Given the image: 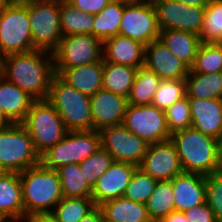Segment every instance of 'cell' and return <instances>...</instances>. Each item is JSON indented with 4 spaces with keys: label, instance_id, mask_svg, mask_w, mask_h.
I'll use <instances>...</instances> for the list:
<instances>
[{
    "label": "cell",
    "instance_id": "30bf717a",
    "mask_svg": "<svg viewBox=\"0 0 222 222\" xmlns=\"http://www.w3.org/2000/svg\"><path fill=\"white\" fill-rule=\"evenodd\" d=\"M28 16L34 49L52 53L63 38L60 4L28 3Z\"/></svg>",
    "mask_w": 222,
    "mask_h": 222
},
{
    "label": "cell",
    "instance_id": "484cf974",
    "mask_svg": "<svg viewBox=\"0 0 222 222\" xmlns=\"http://www.w3.org/2000/svg\"><path fill=\"white\" fill-rule=\"evenodd\" d=\"M103 222H152L146 204L119 197L99 206Z\"/></svg>",
    "mask_w": 222,
    "mask_h": 222
},
{
    "label": "cell",
    "instance_id": "5b68a950",
    "mask_svg": "<svg viewBox=\"0 0 222 222\" xmlns=\"http://www.w3.org/2000/svg\"><path fill=\"white\" fill-rule=\"evenodd\" d=\"M34 50L28 3L13 0L0 9V57Z\"/></svg>",
    "mask_w": 222,
    "mask_h": 222
},
{
    "label": "cell",
    "instance_id": "277c9868",
    "mask_svg": "<svg viewBox=\"0 0 222 222\" xmlns=\"http://www.w3.org/2000/svg\"><path fill=\"white\" fill-rule=\"evenodd\" d=\"M47 100L57 110L68 131L93 130L90 96L68 85L57 74L50 82Z\"/></svg>",
    "mask_w": 222,
    "mask_h": 222
},
{
    "label": "cell",
    "instance_id": "52a82bcc",
    "mask_svg": "<svg viewBox=\"0 0 222 222\" xmlns=\"http://www.w3.org/2000/svg\"><path fill=\"white\" fill-rule=\"evenodd\" d=\"M39 163L40 155L22 124L0 128V168L3 172L21 173Z\"/></svg>",
    "mask_w": 222,
    "mask_h": 222
},
{
    "label": "cell",
    "instance_id": "d6a6232c",
    "mask_svg": "<svg viewBox=\"0 0 222 222\" xmlns=\"http://www.w3.org/2000/svg\"><path fill=\"white\" fill-rule=\"evenodd\" d=\"M94 15L75 9L70 3L60 4V25L63 36L74 34L92 35Z\"/></svg>",
    "mask_w": 222,
    "mask_h": 222
},
{
    "label": "cell",
    "instance_id": "ba28073f",
    "mask_svg": "<svg viewBox=\"0 0 222 222\" xmlns=\"http://www.w3.org/2000/svg\"><path fill=\"white\" fill-rule=\"evenodd\" d=\"M99 147V131H68L60 142L40 155V163L55 170L67 164H80Z\"/></svg>",
    "mask_w": 222,
    "mask_h": 222
},
{
    "label": "cell",
    "instance_id": "3957f363",
    "mask_svg": "<svg viewBox=\"0 0 222 222\" xmlns=\"http://www.w3.org/2000/svg\"><path fill=\"white\" fill-rule=\"evenodd\" d=\"M19 175L25 219L36 214L52 213L63 198L57 171L39 163L25 169Z\"/></svg>",
    "mask_w": 222,
    "mask_h": 222
},
{
    "label": "cell",
    "instance_id": "cb8c5ba5",
    "mask_svg": "<svg viewBox=\"0 0 222 222\" xmlns=\"http://www.w3.org/2000/svg\"><path fill=\"white\" fill-rule=\"evenodd\" d=\"M35 99L0 75V108L13 124H21Z\"/></svg>",
    "mask_w": 222,
    "mask_h": 222
},
{
    "label": "cell",
    "instance_id": "60d3db41",
    "mask_svg": "<svg viewBox=\"0 0 222 222\" xmlns=\"http://www.w3.org/2000/svg\"><path fill=\"white\" fill-rule=\"evenodd\" d=\"M206 203L214 212L218 222H222V172L205 176Z\"/></svg>",
    "mask_w": 222,
    "mask_h": 222
},
{
    "label": "cell",
    "instance_id": "7a4b0ae2",
    "mask_svg": "<svg viewBox=\"0 0 222 222\" xmlns=\"http://www.w3.org/2000/svg\"><path fill=\"white\" fill-rule=\"evenodd\" d=\"M170 139L176 146L184 172L207 176L219 171L221 143L219 140L193 127L172 133Z\"/></svg>",
    "mask_w": 222,
    "mask_h": 222
},
{
    "label": "cell",
    "instance_id": "7dc6e473",
    "mask_svg": "<svg viewBox=\"0 0 222 222\" xmlns=\"http://www.w3.org/2000/svg\"><path fill=\"white\" fill-rule=\"evenodd\" d=\"M180 2L190 6H207L209 0H179Z\"/></svg>",
    "mask_w": 222,
    "mask_h": 222
},
{
    "label": "cell",
    "instance_id": "8fae6325",
    "mask_svg": "<svg viewBox=\"0 0 222 222\" xmlns=\"http://www.w3.org/2000/svg\"><path fill=\"white\" fill-rule=\"evenodd\" d=\"M123 125L147 144L171 138L164 110L149 105H127Z\"/></svg>",
    "mask_w": 222,
    "mask_h": 222
},
{
    "label": "cell",
    "instance_id": "44dd1931",
    "mask_svg": "<svg viewBox=\"0 0 222 222\" xmlns=\"http://www.w3.org/2000/svg\"><path fill=\"white\" fill-rule=\"evenodd\" d=\"M0 215L6 222H24L25 211L19 173L0 174Z\"/></svg>",
    "mask_w": 222,
    "mask_h": 222
},
{
    "label": "cell",
    "instance_id": "f6af8a7d",
    "mask_svg": "<svg viewBox=\"0 0 222 222\" xmlns=\"http://www.w3.org/2000/svg\"><path fill=\"white\" fill-rule=\"evenodd\" d=\"M24 222H60L52 213L36 214L25 219Z\"/></svg>",
    "mask_w": 222,
    "mask_h": 222
},
{
    "label": "cell",
    "instance_id": "c3c4849f",
    "mask_svg": "<svg viewBox=\"0 0 222 222\" xmlns=\"http://www.w3.org/2000/svg\"><path fill=\"white\" fill-rule=\"evenodd\" d=\"M12 124L13 123L6 117L5 113L0 108V128H5Z\"/></svg>",
    "mask_w": 222,
    "mask_h": 222
},
{
    "label": "cell",
    "instance_id": "d4e9b609",
    "mask_svg": "<svg viewBox=\"0 0 222 222\" xmlns=\"http://www.w3.org/2000/svg\"><path fill=\"white\" fill-rule=\"evenodd\" d=\"M158 40L189 69L193 65L202 44L199 35L181 30H160Z\"/></svg>",
    "mask_w": 222,
    "mask_h": 222
},
{
    "label": "cell",
    "instance_id": "7402d4cb",
    "mask_svg": "<svg viewBox=\"0 0 222 222\" xmlns=\"http://www.w3.org/2000/svg\"><path fill=\"white\" fill-rule=\"evenodd\" d=\"M145 45L121 35L103 41V60L134 68L144 66Z\"/></svg>",
    "mask_w": 222,
    "mask_h": 222
},
{
    "label": "cell",
    "instance_id": "9a60e30c",
    "mask_svg": "<svg viewBox=\"0 0 222 222\" xmlns=\"http://www.w3.org/2000/svg\"><path fill=\"white\" fill-rule=\"evenodd\" d=\"M138 168L156 180H172L183 172L176 146L171 139L150 144Z\"/></svg>",
    "mask_w": 222,
    "mask_h": 222
},
{
    "label": "cell",
    "instance_id": "7c38bea8",
    "mask_svg": "<svg viewBox=\"0 0 222 222\" xmlns=\"http://www.w3.org/2000/svg\"><path fill=\"white\" fill-rule=\"evenodd\" d=\"M99 133L101 147L112 155L113 161L139 166L149 144L123 124L103 128Z\"/></svg>",
    "mask_w": 222,
    "mask_h": 222
},
{
    "label": "cell",
    "instance_id": "6da1fadb",
    "mask_svg": "<svg viewBox=\"0 0 222 222\" xmlns=\"http://www.w3.org/2000/svg\"><path fill=\"white\" fill-rule=\"evenodd\" d=\"M0 75L35 100H45L55 75L53 55L44 50L6 55L1 58Z\"/></svg>",
    "mask_w": 222,
    "mask_h": 222
},
{
    "label": "cell",
    "instance_id": "ffe728a7",
    "mask_svg": "<svg viewBox=\"0 0 222 222\" xmlns=\"http://www.w3.org/2000/svg\"><path fill=\"white\" fill-rule=\"evenodd\" d=\"M191 127L222 141V99L189 98Z\"/></svg>",
    "mask_w": 222,
    "mask_h": 222
},
{
    "label": "cell",
    "instance_id": "b9f144b4",
    "mask_svg": "<svg viewBox=\"0 0 222 222\" xmlns=\"http://www.w3.org/2000/svg\"><path fill=\"white\" fill-rule=\"evenodd\" d=\"M189 222H218L214 212L205 202L183 212Z\"/></svg>",
    "mask_w": 222,
    "mask_h": 222
},
{
    "label": "cell",
    "instance_id": "74e56055",
    "mask_svg": "<svg viewBox=\"0 0 222 222\" xmlns=\"http://www.w3.org/2000/svg\"><path fill=\"white\" fill-rule=\"evenodd\" d=\"M157 181L137 168L125 189L123 197L146 204L155 189Z\"/></svg>",
    "mask_w": 222,
    "mask_h": 222
},
{
    "label": "cell",
    "instance_id": "816d5d0a",
    "mask_svg": "<svg viewBox=\"0 0 222 222\" xmlns=\"http://www.w3.org/2000/svg\"><path fill=\"white\" fill-rule=\"evenodd\" d=\"M13 0H0V9H2L4 6L9 5Z\"/></svg>",
    "mask_w": 222,
    "mask_h": 222
},
{
    "label": "cell",
    "instance_id": "5bb4252c",
    "mask_svg": "<svg viewBox=\"0 0 222 222\" xmlns=\"http://www.w3.org/2000/svg\"><path fill=\"white\" fill-rule=\"evenodd\" d=\"M160 29L153 3L126 4L120 23L119 35L131 38L143 45L159 39Z\"/></svg>",
    "mask_w": 222,
    "mask_h": 222
},
{
    "label": "cell",
    "instance_id": "83f0119b",
    "mask_svg": "<svg viewBox=\"0 0 222 222\" xmlns=\"http://www.w3.org/2000/svg\"><path fill=\"white\" fill-rule=\"evenodd\" d=\"M137 69L103 60V89L128 99Z\"/></svg>",
    "mask_w": 222,
    "mask_h": 222
},
{
    "label": "cell",
    "instance_id": "8992f818",
    "mask_svg": "<svg viewBox=\"0 0 222 222\" xmlns=\"http://www.w3.org/2000/svg\"><path fill=\"white\" fill-rule=\"evenodd\" d=\"M21 124L29 132L39 155L60 142L68 132L63 119L47 99L35 100Z\"/></svg>",
    "mask_w": 222,
    "mask_h": 222
},
{
    "label": "cell",
    "instance_id": "f546056e",
    "mask_svg": "<svg viewBox=\"0 0 222 222\" xmlns=\"http://www.w3.org/2000/svg\"><path fill=\"white\" fill-rule=\"evenodd\" d=\"M63 197L92 198V187L77 163L63 165L57 170Z\"/></svg>",
    "mask_w": 222,
    "mask_h": 222
},
{
    "label": "cell",
    "instance_id": "d6986e66",
    "mask_svg": "<svg viewBox=\"0 0 222 222\" xmlns=\"http://www.w3.org/2000/svg\"><path fill=\"white\" fill-rule=\"evenodd\" d=\"M171 183L175 211L184 212L206 202L204 175L183 171Z\"/></svg>",
    "mask_w": 222,
    "mask_h": 222
},
{
    "label": "cell",
    "instance_id": "ac0fdd59",
    "mask_svg": "<svg viewBox=\"0 0 222 222\" xmlns=\"http://www.w3.org/2000/svg\"><path fill=\"white\" fill-rule=\"evenodd\" d=\"M144 66L155 72L161 80L185 79L190 70L159 40L145 46Z\"/></svg>",
    "mask_w": 222,
    "mask_h": 222
},
{
    "label": "cell",
    "instance_id": "ee69618b",
    "mask_svg": "<svg viewBox=\"0 0 222 222\" xmlns=\"http://www.w3.org/2000/svg\"><path fill=\"white\" fill-rule=\"evenodd\" d=\"M79 222H103V213L101 208L99 206H96Z\"/></svg>",
    "mask_w": 222,
    "mask_h": 222
},
{
    "label": "cell",
    "instance_id": "f1b7e54d",
    "mask_svg": "<svg viewBox=\"0 0 222 222\" xmlns=\"http://www.w3.org/2000/svg\"><path fill=\"white\" fill-rule=\"evenodd\" d=\"M124 7L125 3L121 0H112L100 13L94 15L92 35L102 41L119 35Z\"/></svg>",
    "mask_w": 222,
    "mask_h": 222
},
{
    "label": "cell",
    "instance_id": "603a6c76",
    "mask_svg": "<svg viewBox=\"0 0 222 222\" xmlns=\"http://www.w3.org/2000/svg\"><path fill=\"white\" fill-rule=\"evenodd\" d=\"M54 70L55 74L68 85L89 96L103 88V60L71 68H54Z\"/></svg>",
    "mask_w": 222,
    "mask_h": 222
},
{
    "label": "cell",
    "instance_id": "e575fe53",
    "mask_svg": "<svg viewBox=\"0 0 222 222\" xmlns=\"http://www.w3.org/2000/svg\"><path fill=\"white\" fill-rule=\"evenodd\" d=\"M199 38L203 43H222V0H209Z\"/></svg>",
    "mask_w": 222,
    "mask_h": 222
},
{
    "label": "cell",
    "instance_id": "1f68e13d",
    "mask_svg": "<svg viewBox=\"0 0 222 222\" xmlns=\"http://www.w3.org/2000/svg\"><path fill=\"white\" fill-rule=\"evenodd\" d=\"M173 195L171 180L157 181L153 193L146 202L152 222H159L166 215L175 211Z\"/></svg>",
    "mask_w": 222,
    "mask_h": 222
},
{
    "label": "cell",
    "instance_id": "836d02e7",
    "mask_svg": "<svg viewBox=\"0 0 222 222\" xmlns=\"http://www.w3.org/2000/svg\"><path fill=\"white\" fill-rule=\"evenodd\" d=\"M96 207L92 198L63 197L52 214L60 222H79Z\"/></svg>",
    "mask_w": 222,
    "mask_h": 222
},
{
    "label": "cell",
    "instance_id": "4fadbf2b",
    "mask_svg": "<svg viewBox=\"0 0 222 222\" xmlns=\"http://www.w3.org/2000/svg\"><path fill=\"white\" fill-rule=\"evenodd\" d=\"M153 5L160 30L189 31L199 35L206 6H190L179 0H156Z\"/></svg>",
    "mask_w": 222,
    "mask_h": 222
},
{
    "label": "cell",
    "instance_id": "db71d44e",
    "mask_svg": "<svg viewBox=\"0 0 222 222\" xmlns=\"http://www.w3.org/2000/svg\"><path fill=\"white\" fill-rule=\"evenodd\" d=\"M0 222H6L1 215H0Z\"/></svg>",
    "mask_w": 222,
    "mask_h": 222
},
{
    "label": "cell",
    "instance_id": "4316f807",
    "mask_svg": "<svg viewBox=\"0 0 222 222\" xmlns=\"http://www.w3.org/2000/svg\"><path fill=\"white\" fill-rule=\"evenodd\" d=\"M185 80L188 98L222 99V72L201 74L189 70Z\"/></svg>",
    "mask_w": 222,
    "mask_h": 222
},
{
    "label": "cell",
    "instance_id": "d590c367",
    "mask_svg": "<svg viewBox=\"0 0 222 222\" xmlns=\"http://www.w3.org/2000/svg\"><path fill=\"white\" fill-rule=\"evenodd\" d=\"M190 71L201 74L222 72V43L202 42Z\"/></svg>",
    "mask_w": 222,
    "mask_h": 222
},
{
    "label": "cell",
    "instance_id": "9c48e42d",
    "mask_svg": "<svg viewBox=\"0 0 222 222\" xmlns=\"http://www.w3.org/2000/svg\"><path fill=\"white\" fill-rule=\"evenodd\" d=\"M54 68H71L103 60V41L90 34L63 36L52 52Z\"/></svg>",
    "mask_w": 222,
    "mask_h": 222
},
{
    "label": "cell",
    "instance_id": "bcb514c9",
    "mask_svg": "<svg viewBox=\"0 0 222 222\" xmlns=\"http://www.w3.org/2000/svg\"><path fill=\"white\" fill-rule=\"evenodd\" d=\"M159 222H189L188 218L180 211H173L166 215L161 221Z\"/></svg>",
    "mask_w": 222,
    "mask_h": 222
},
{
    "label": "cell",
    "instance_id": "ab89813d",
    "mask_svg": "<svg viewBox=\"0 0 222 222\" xmlns=\"http://www.w3.org/2000/svg\"><path fill=\"white\" fill-rule=\"evenodd\" d=\"M164 113L170 134L191 127L192 117L187 96L167 107Z\"/></svg>",
    "mask_w": 222,
    "mask_h": 222
},
{
    "label": "cell",
    "instance_id": "11a10c76",
    "mask_svg": "<svg viewBox=\"0 0 222 222\" xmlns=\"http://www.w3.org/2000/svg\"><path fill=\"white\" fill-rule=\"evenodd\" d=\"M73 0H65V2L67 3H71Z\"/></svg>",
    "mask_w": 222,
    "mask_h": 222
},
{
    "label": "cell",
    "instance_id": "f907efd6",
    "mask_svg": "<svg viewBox=\"0 0 222 222\" xmlns=\"http://www.w3.org/2000/svg\"><path fill=\"white\" fill-rule=\"evenodd\" d=\"M122 2L126 4H148L153 3L152 0H121Z\"/></svg>",
    "mask_w": 222,
    "mask_h": 222
},
{
    "label": "cell",
    "instance_id": "e0dca14e",
    "mask_svg": "<svg viewBox=\"0 0 222 222\" xmlns=\"http://www.w3.org/2000/svg\"><path fill=\"white\" fill-rule=\"evenodd\" d=\"M137 168L130 163L113 161L92 188L95 205L100 206L104 202L122 197Z\"/></svg>",
    "mask_w": 222,
    "mask_h": 222
},
{
    "label": "cell",
    "instance_id": "f5cc1de1",
    "mask_svg": "<svg viewBox=\"0 0 222 222\" xmlns=\"http://www.w3.org/2000/svg\"><path fill=\"white\" fill-rule=\"evenodd\" d=\"M219 171L222 172V141L220 143V168Z\"/></svg>",
    "mask_w": 222,
    "mask_h": 222
},
{
    "label": "cell",
    "instance_id": "f35d334b",
    "mask_svg": "<svg viewBox=\"0 0 222 222\" xmlns=\"http://www.w3.org/2000/svg\"><path fill=\"white\" fill-rule=\"evenodd\" d=\"M112 162V155L107 150L99 147L94 154L90 155L79 165L87 182L93 188L98 178L108 169Z\"/></svg>",
    "mask_w": 222,
    "mask_h": 222
},
{
    "label": "cell",
    "instance_id": "2e32d148",
    "mask_svg": "<svg viewBox=\"0 0 222 222\" xmlns=\"http://www.w3.org/2000/svg\"><path fill=\"white\" fill-rule=\"evenodd\" d=\"M93 130L123 124L128 99L106 89L90 96Z\"/></svg>",
    "mask_w": 222,
    "mask_h": 222
},
{
    "label": "cell",
    "instance_id": "8d00e7d4",
    "mask_svg": "<svg viewBox=\"0 0 222 222\" xmlns=\"http://www.w3.org/2000/svg\"><path fill=\"white\" fill-rule=\"evenodd\" d=\"M187 96L186 80H161L155 92L152 105L159 109L165 110L175 102Z\"/></svg>",
    "mask_w": 222,
    "mask_h": 222
},
{
    "label": "cell",
    "instance_id": "4dcf8cb0",
    "mask_svg": "<svg viewBox=\"0 0 222 222\" xmlns=\"http://www.w3.org/2000/svg\"><path fill=\"white\" fill-rule=\"evenodd\" d=\"M160 81V77L155 72L147 69L145 66L139 67L128 97V105L152 104Z\"/></svg>",
    "mask_w": 222,
    "mask_h": 222
},
{
    "label": "cell",
    "instance_id": "681fc988",
    "mask_svg": "<svg viewBox=\"0 0 222 222\" xmlns=\"http://www.w3.org/2000/svg\"><path fill=\"white\" fill-rule=\"evenodd\" d=\"M22 3H56L61 4L65 2V0H18Z\"/></svg>",
    "mask_w": 222,
    "mask_h": 222
},
{
    "label": "cell",
    "instance_id": "7bdbcfd3",
    "mask_svg": "<svg viewBox=\"0 0 222 222\" xmlns=\"http://www.w3.org/2000/svg\"><path fill=\"white\" fill-rule=\"evenodd\" d=\"M112 0H73L70 4L79 11L96 15L100 13Z\"/></svg>",
    "mask_w": 222,
    "mask_h": 222
}]
</instances>
